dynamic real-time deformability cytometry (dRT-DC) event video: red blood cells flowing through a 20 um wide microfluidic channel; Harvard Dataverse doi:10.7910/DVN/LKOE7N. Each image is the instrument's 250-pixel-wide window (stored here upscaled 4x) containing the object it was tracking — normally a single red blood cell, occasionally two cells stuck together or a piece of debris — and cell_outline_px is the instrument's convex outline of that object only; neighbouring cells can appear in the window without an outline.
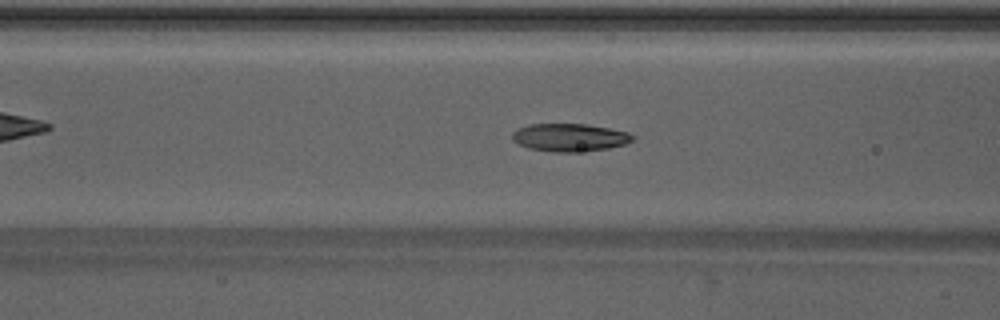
{"species": "Egyptian fruit bat (a non-hibernating species)", "species_latin": "Rousettus aegyptiacus", "temperature_condition": "warm", "stored_images_in_passage": 24, "camera_frame_rate_fps": 3000, "um_per_image_px": 0.085, "animal": {"sex": "male"}, "frame": {"image": 1, "passage_image": 7, "time_ms": 2.0, "image_size_px": [1000, 320], "cell_outline_px": [[636, 136], [632, 140], [624, 144], [608, 148], [576, 152], [556, 152], [528, 148], [512, 140], [512, 132], [516, 128], [528, 124], [588, 124], [628, 132]], "centroid_in_image_um": [48.39, 11.67], "position_along_channel_um": 118.2, "area_um2": 19.54}}
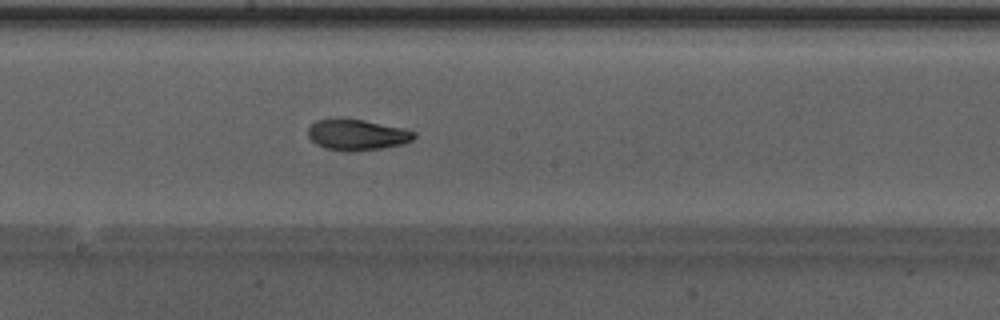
{"frame": {"image": 2, "passage_image": 14, "time_ms": 4.333, "image_size_px": [1000, 320], "cell_outline_px": [[416, 136], [412, 140], [404, 144], [380, 148], [352, 152], [344, 152], [324, 148], [316, 144], [308, 136], [308, 128], [316, 120], [364, 120], [404, 128], [416, 132]], "centroid_in_image_um": [30.37, 11.48], "position_along_channel_um": 217.8, "area_um2": 18.96}}
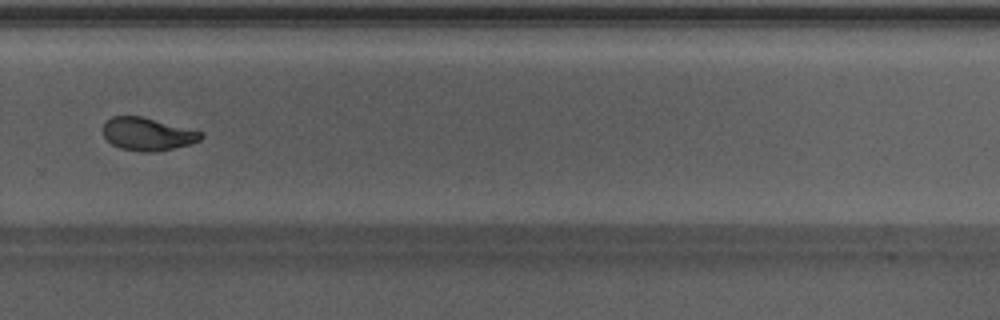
{"frame": {"image": 3, "passage_image": 21, "time_ms": 6.667, "image_size_px": [1000, 320], "cell_outline_px": [[204, 136], [200, 140], [188, 144], [172, 148], [152, 152], [144, 152], [120, 148], [112, 144], [104, 136], [100, 128], [112, 116], [140, 116], [204, 132]], "centroid_in_image_um": [12.52, 11.39], "position_along_channel_um": 317.3, "area_um2": 18.61}}